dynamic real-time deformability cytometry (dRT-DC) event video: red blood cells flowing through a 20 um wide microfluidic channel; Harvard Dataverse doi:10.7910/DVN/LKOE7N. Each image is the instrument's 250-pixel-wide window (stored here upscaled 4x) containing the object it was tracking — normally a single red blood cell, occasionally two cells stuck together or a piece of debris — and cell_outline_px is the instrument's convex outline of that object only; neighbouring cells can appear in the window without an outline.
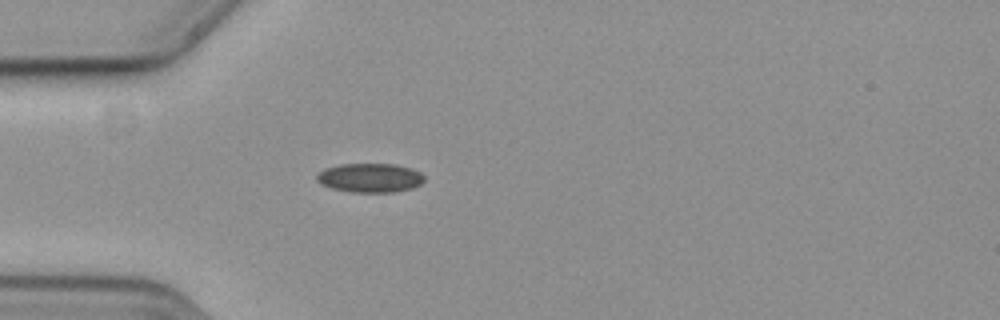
{"species": "common noctule bat (a hibernating species)", "species_latin": "Nyctalus noctula", "temperature_condition": "cold", "stored_images_in_passage": 5, "camera_frame_rate_fps": 3000, "um_per_image_px": 0.085, "animal": {"sex": "female", "body_mass_g": 19.3, "forearm_length_mm": 54.1}, "frame": {"image": 1, "passage_image": 1, "time_ms": 0.0, "image_size_px": [1000, 320], "cell_outline_px": [[424, 180], [420, 184], [412, 188], [396, 192], [352, 192], [332, 188], [320, 184], [316, 180], [316, 176], [324, 168], [340, 164], [396, 164], [412, 168], [420, 172], [424, 176]], "centroid_in_image_um": [31.45, 15.11], "position_along_channel_um": 53.5, "area_um2": 18.32}}